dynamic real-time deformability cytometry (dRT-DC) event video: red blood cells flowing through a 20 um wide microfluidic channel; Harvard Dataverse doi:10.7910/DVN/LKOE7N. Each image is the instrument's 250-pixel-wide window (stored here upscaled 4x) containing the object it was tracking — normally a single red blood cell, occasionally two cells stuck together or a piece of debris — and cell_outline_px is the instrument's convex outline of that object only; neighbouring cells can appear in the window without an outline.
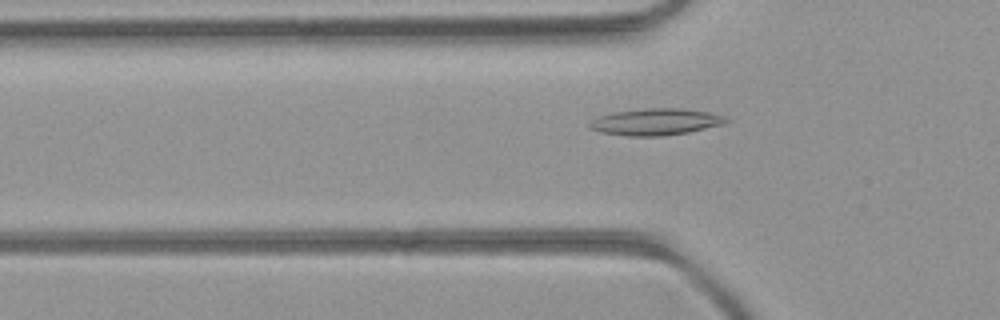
{"species": "common noctule bat (a hibernating species)", "species_latin": "Nyctalus noctula", "temperature_condition": "room temperature", "stored_images_in_passage": 43, "camera_frame_rate_fps": 3000, "um_per_image_px": 0.085, "animal": {"sex": "female", "body_mass_g": 21.9}, "frame": {"image": 1, "passage_image": 8, "time_ms": 2.333, "image_size_px": [1000, 320], "cell_outline_px": [[732, 120], [724, 124], [688, 132], [660, 136], [628, 136], [600, 132], [592, 128], [588, 124], [592, 120], [600, 116], [616, 112], [644, 108], [680, 108], [708, 112], [724, 116]], "centroid_in_image_um": [55.78, 10.35], "position_along_channel_um": 70.0, "area_um2": 21.04}}
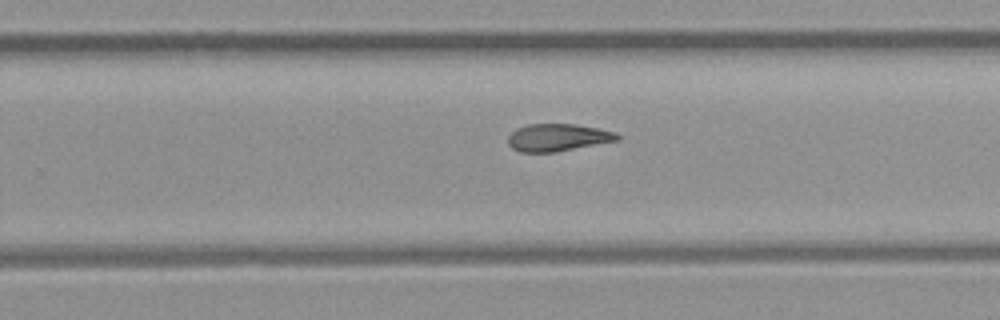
{"frame": {"image": 2, "passage_image": 24, "time_ms": 7.667, "image_size_px": [1000, 320], "cell_outline_px": [[620, 140], [556, 152], [520, 152], [512, 148], [508, 144], [508, 136], [516, 128], [528, 124], [576, 124], [600, 128], [616, 132], [620, 136]], "centroid_in_image_um": [47.43, 11.68], "position_along_channel_um": 282.4, "area_um2": 17.63}}
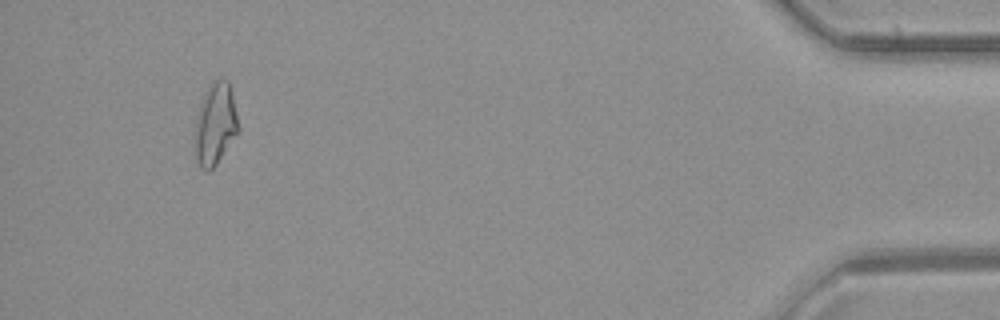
{"frame": {"image": 3, "passage_image": 40, "time_ms": 13.0, "image_size_px": [1000, 320], "cell_outline_px": [[240, 128], [216, 164], [208, 172], [200, 168], [196, 160], [196, 120], [200, 104], [212, 80], [228, 80], [232, 92]], "centroid_in_image_um": [18.31, 10.55], "position_along_channel_um": 416.9, "area_um2": 20.29}, "authors_computed_cell_mechanics": {"area_um2": 18.3226, "velocity_mm_per_s": 3.9699, "shape_relaxation_time_tau1_ms": null, "shape_relaxation_time_tau2_ms": 5.1671, "deformation_change_tau1": null, "deformation_change_tau2": 0.1169}}